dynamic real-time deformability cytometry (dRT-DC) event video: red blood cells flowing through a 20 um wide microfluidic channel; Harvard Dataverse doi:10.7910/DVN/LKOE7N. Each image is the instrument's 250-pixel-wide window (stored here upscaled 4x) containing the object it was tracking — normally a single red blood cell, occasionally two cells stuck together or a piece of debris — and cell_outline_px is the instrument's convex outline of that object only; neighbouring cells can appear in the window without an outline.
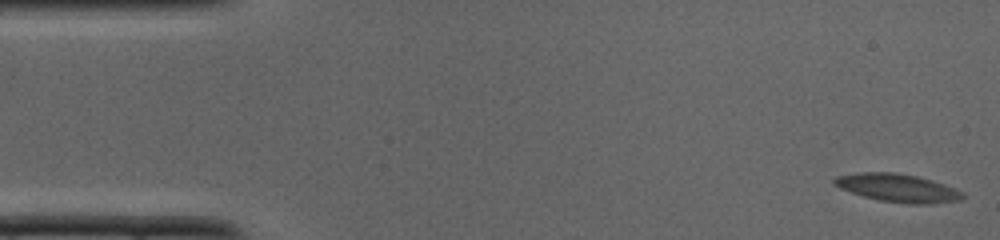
{"species": "common noctule bat (a hibernating species)", "species_latin": "Nyctalus noctula", "temperature_condition": "cold", "stored_images_in_passage": 38, "camera_frame_rate_fps": 3000, "um_per_image_px": 0.085, "animal": {"sex": "male", "body_mass_g": 19.0, "forearm_length_mm": 50.8}, "frame": {"image": 1, "passage_image": 1, "time_ms": 0.0, "image_size_px": [1000, 240], "cell_outline_px": [[964, 196], [960, 200], [928, 204], [908, 204], [880, 200], [864, 196], [840, 188], [832, 184], [832, 180], [836, 176], [860, 172], [896, 172], [916, 176], [932, 180], [944, 184], [964, 192]], "centroid_in_image_um": [76.3, 15.97], "position_along_channel_um": 8.7, "area_um2": 20.98}}
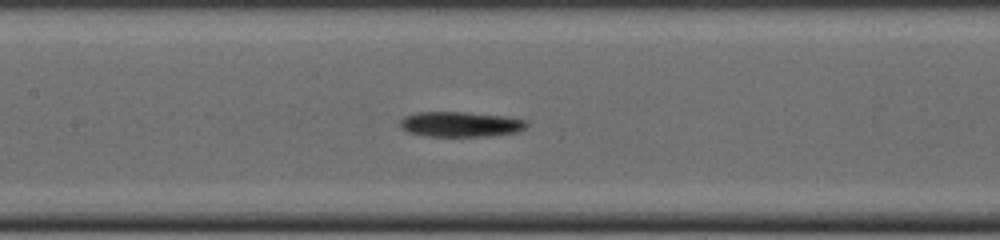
{"frame": {"image": 2, "passage_image": 17, "time_ms": 5.333, "image_size_px": [1000, 240], "cell_outline_px": [[528, 124], [524, 128], [516, 132], [488, 136], [424, 136], [408, 132], [400, 128], [400, 120], [404, 116], [420, 112], [464, 112], [504, 116], [528, 120]], "centroid_in_image_um": [39.12, 10.56], "position_along_channel_um": 168.3, "area_um2": 18.55}}
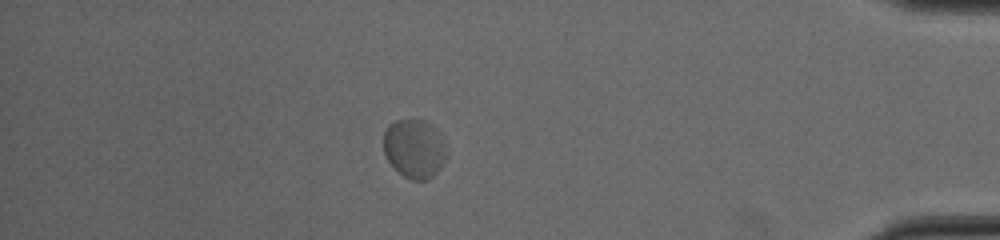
{"frame": {"image": 3, "passage_image": 33, "time_ms": 10.667, "image_size_px": [1000, 240], "cell_outline_px": [[444, 160], [440, 168], [428, 180], [412, 180], [404, 176], [388, 160], [384, 152], [384, 132], [388, 124], [396, 120], [424, 120], [432, 124], [444, 144]], "centroid_in_image_um": [35.19, 12.62], "position_along_channel_um": 400.0, "area_um2": 21.15}}